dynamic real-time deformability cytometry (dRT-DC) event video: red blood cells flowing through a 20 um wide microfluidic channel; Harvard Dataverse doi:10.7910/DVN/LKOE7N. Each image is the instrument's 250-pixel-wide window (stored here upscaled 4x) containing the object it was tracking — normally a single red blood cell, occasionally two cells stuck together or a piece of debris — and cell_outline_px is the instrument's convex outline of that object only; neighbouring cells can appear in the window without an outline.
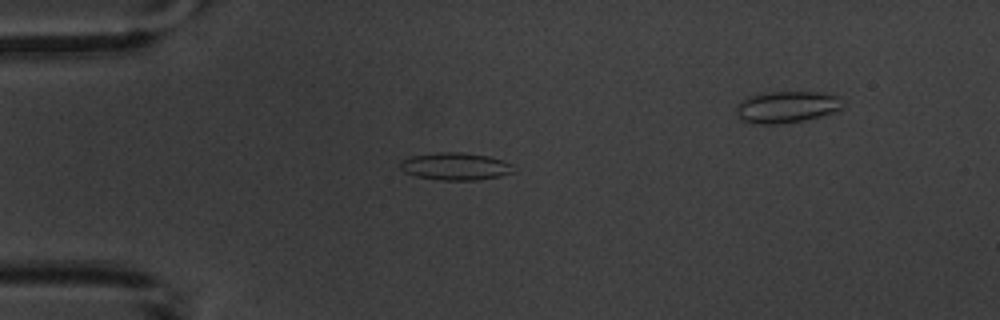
{"species": "common noctule bat (a hibernating species)", "species_latin": "Nyctalus noctula", "temperature_condition": "warm", "stored_images_in_passage": 5, "camera_frame_rate_fps": 3000, "um_per_image_px": 0.085, "animal": {"sex": "male", "body_mass_g": 20.1, "forearm_length_mm": 53.5}, "frame": {"image": 1, "passage_image": 3, "time_ms": 3.333, "image_size_px": [1000, 320], "cell_outline_px": [[516, 172], [500, 176], [476, 180], [440, 180], [416, 176], [404, 172], [400, 168], [400, 160], [408, 156], [440, 152], [460, 152], [488, 156], [504, 160], [512, 164]], "centroid_in_image_um": [38.71, 14.14], "position_along_channel_um": 46.3, "area_um2": 18.32}}